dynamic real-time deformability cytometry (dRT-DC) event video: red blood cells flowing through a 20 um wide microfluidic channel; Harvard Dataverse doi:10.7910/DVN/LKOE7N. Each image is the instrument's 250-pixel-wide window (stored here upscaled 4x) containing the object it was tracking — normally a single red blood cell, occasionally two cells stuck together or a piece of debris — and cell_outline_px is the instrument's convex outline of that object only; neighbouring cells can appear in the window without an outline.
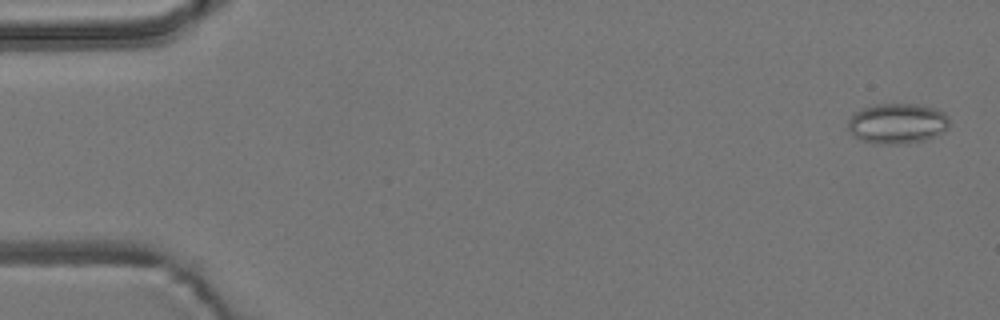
{"species": "common noctule bat (a hibernating species)", "species_latin": "Nyctalus noctula", "temperature_condition": "room temperature", "stored_images_in_passage": 6, "camera_frame_rate_fps": 3000, "um_per_image_px": 0.085, "animal": {"sex": "male", "body_mass_g": 19.2, "forearm_length_mm": 51.8}, "frame": {"image": 1, "passage_image": 1, "time_ms": 0.0, "image_size_px": [1000, 320], "cell_outline_px": [[948, 128], [944, 132], [928, 140], [900, 144], [872, 144], [860, 140], [848, 128], [848, 120], [856, 112], [864, 108], [876, 104], [916, 104], [932, 108], [944, 112], [948, 116]], "centroid_in_image_um": [76.29, 10.52], "position_along_channel_um": 8.7, "area_um2": 23.87}}
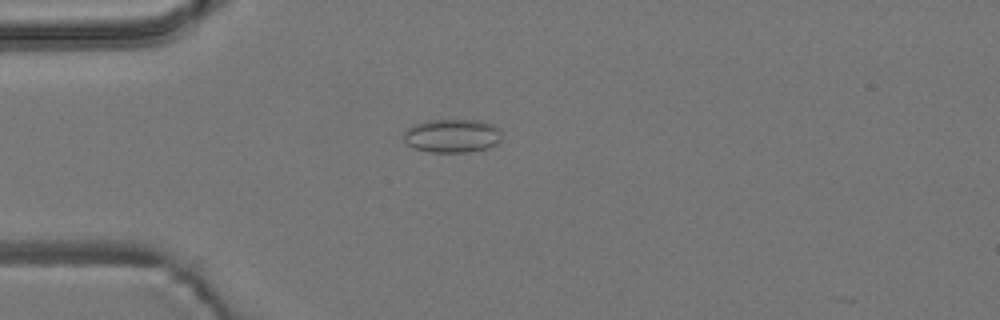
{"frame": {"image": 2, "passage_image": 4, "time_ms": 1.0, "image_size_px": [1000, 320], "cell_outline_px": [[500, 140], [496, 144], [488, 148], [468, 152], [428, 152], [416, 148], [408, 144], [404, 140], [404, 132], [412, 124], [428, 120], [480, 120], [492, 124], [500, 128]], "centroid_in_image_um": [38.44, 11.53], "position_along_channel_um": 46.6, "area_um2": 19.25}}
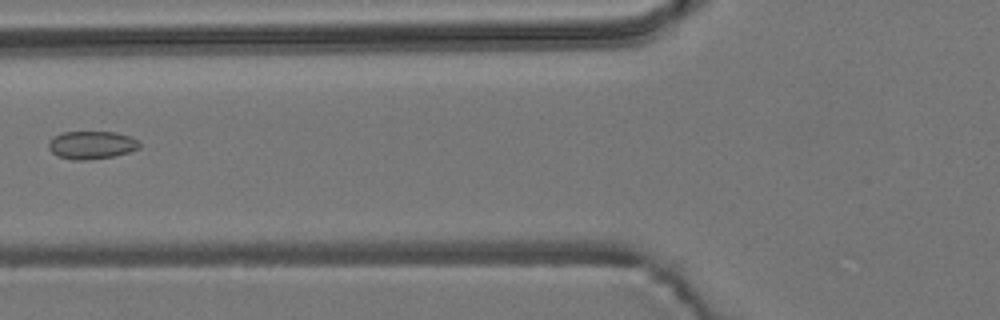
{"frame": {"image": 3, "passage_image": 6, "time_ms": 1.667, "image_size_px": [1000, 320], "cell_outline_px": [[140, 148], [128, 152], [112, 156], [84, 160], [72, 160], [56, 156], [48, 148], [48, 140], [64, 132], [116, 132], [132, 136], [140, 140]], "centroid_in_image_um": [7.8, 12.32], "position_along_channel_um": 118.0, "area_um2": 14.91}}